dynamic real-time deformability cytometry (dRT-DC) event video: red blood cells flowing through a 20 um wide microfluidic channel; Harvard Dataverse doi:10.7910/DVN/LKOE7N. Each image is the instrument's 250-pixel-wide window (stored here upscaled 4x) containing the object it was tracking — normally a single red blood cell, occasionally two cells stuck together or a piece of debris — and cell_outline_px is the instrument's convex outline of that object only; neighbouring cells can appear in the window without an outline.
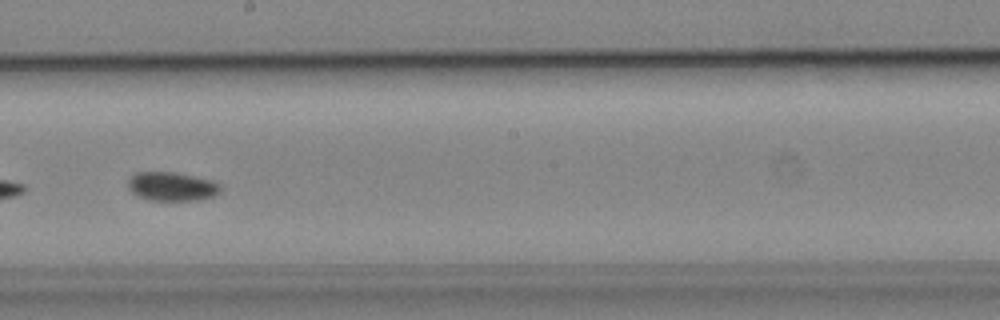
{"species": "common noctule bat (a hibernating species)", "species_latin": "Nyctalus noctula", "temperature_condition": "cold", "stored_images_in_passage": 34, "camera_frame_rate_fps": 3000, "um_per_image_px": 0.085, "animal": {"sex": "male", "body_mass_g": 19.2, "forearm_length_mm": 51.8}, "frame": {"image": 1, "passage_image": 20, "time_ms": 6.333, "image_size_px": [1000, 320], "cell_outline_px": [[220, 192], [216, 196], [196, 200], [148, 200], [136, 196], [128, 188], [128, 180], [136, 172], [172, 172], [212, 180], [220, 184]], "centroid_in_image_um": [14.6, 15.86], "position_along_channel_um": 233.6, "area_um2": 15.55}, "authors_computed_cell_mechanics": {"area_um2": 15.5482, "velocity_mm_per_s": 3.8545, "shape_relaxation_time_tau1_ms": null, "shape_relaxation_time_tau2_ms": 2.7785, "deformation_change_tau1": null, "deformation_change_tau2": 0.0403}}